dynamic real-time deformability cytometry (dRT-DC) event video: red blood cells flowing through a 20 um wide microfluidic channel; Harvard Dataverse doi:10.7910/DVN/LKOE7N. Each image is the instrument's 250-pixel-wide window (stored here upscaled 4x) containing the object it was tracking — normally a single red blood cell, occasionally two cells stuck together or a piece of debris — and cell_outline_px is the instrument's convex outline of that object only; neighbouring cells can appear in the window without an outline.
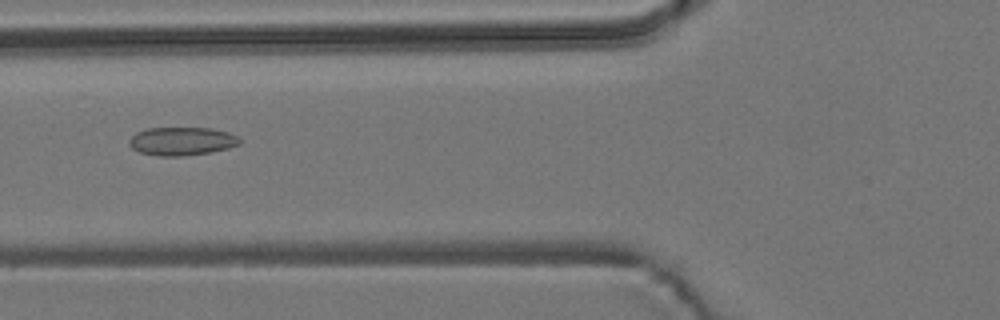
{"species": "common noctule bat (a hibernating species)", "species_latin": "Nyctalus noctula", "temperature_condition": "room temperature", "stored_images_in_passage": 10, "camera_frame_rate_fps": 3000, "um_per_image_px": 0.085, "animal": {"sex": "male", "body_mass_g": 19.2, "forearm_length_mm": 51.8}, "frame": {"image": 1, "passage_image": 6, "time_ms": 6.667, "image_size_px": [1000, 320], "cell_outline_px": [[240, 144], [228, 148], [212, 152], [180, 156], [160, 156], [140, 152], [132, 148], [128, 144], [128, 140], [136, 132], [148, 128], [212, 128], [228, 132], [236, 136], [240, 140]], "centroid_in_image_um": [15.44, 12.0], "position_along_channel_um": 110.4, "area_um2": 18.21}}
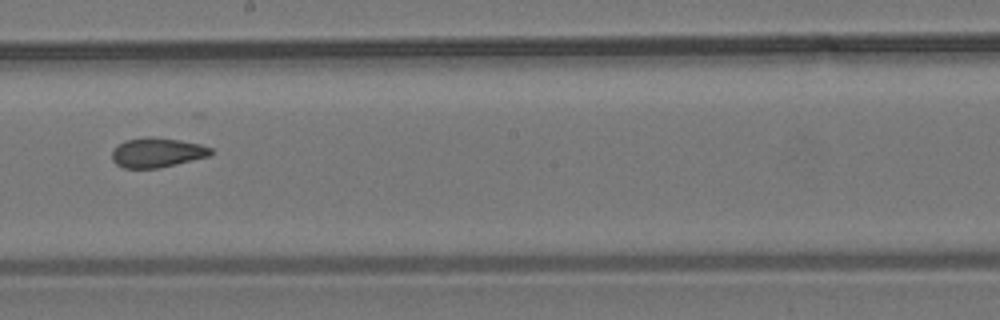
{"frame": {"image": 2, "passage_image": 9, "time_ms": 10.0, "image_size_px": [1000, 320], "cell_outline_px": [[216, 152], [208, 156], [176, 164], [156, 168], [124, 168], [116, 164], [112, 160], [112, 148], [124, 140], [144, 136], [152, 136], [180, 140], [200, 144], [212, 148]], "centroid_in_image_um": [13.33, 12.95], "position_along_channel_um": 234.9, "area_um2": 17.28}}
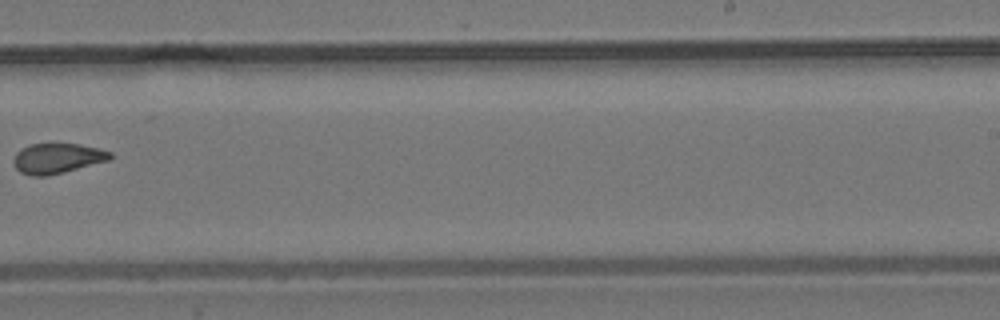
{"frame": {"image": 3, "passage_image": 10, "time_ms": 11.333, "image_size_px": [1000, 320], "cell_outline_px": [[112, 156], [108, 160], [64, 172], [48, 176], [32, 176], [20, 172], [12, 164], [12, 160], [16, 152], [20, 148], [28, 144], [80, 144], [100, 148], [112, 152]], "centroid_in_image_um": [4.82, 13.45], "position_along_channel_um": 284.2, "area_um2": 17.11}}